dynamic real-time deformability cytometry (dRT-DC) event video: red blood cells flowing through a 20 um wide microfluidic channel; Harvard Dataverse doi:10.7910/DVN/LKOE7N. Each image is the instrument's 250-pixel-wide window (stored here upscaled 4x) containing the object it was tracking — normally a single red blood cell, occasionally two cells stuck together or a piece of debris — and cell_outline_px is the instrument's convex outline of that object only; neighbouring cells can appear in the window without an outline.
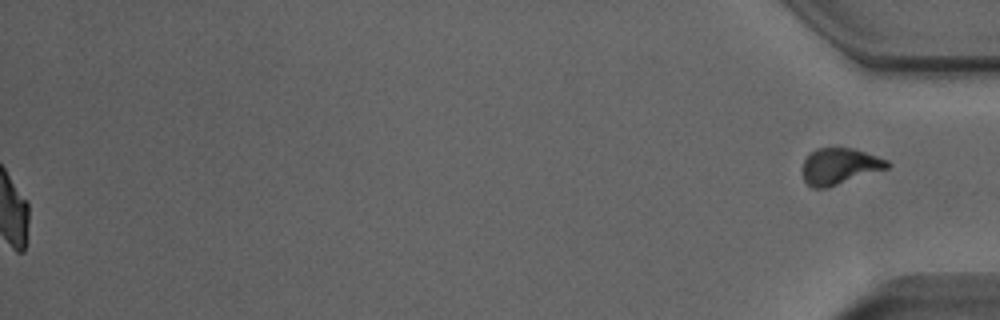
{"species": "Egyptian fruit bat (a non-hibernating species)", "species_latin": "Rousettus aegyptiacus", "temperature_condition": "room temperature", "stored_images_in_passage": 45, "segment_of_instrument_passage": [2, 2], "camera_frame_rate_fps": 3000, "um_per_image_px": 0.085, "animal": {"sex": "male"}, "frame": {"image": 1, "passage_image": 45, "time_ms": 14.667, "image_size_px": [1000, 320], "cell_outline_px": [[892, 164], [888, 168], [828, 188], [812, 188], [804, 180], [804, 160], [816, 148], [852, 148], [888, 160]], "centroid_in_image_um": [71.39, 14.14], "position_along_channel_um": 363.8, "area_um2": 17.74}}